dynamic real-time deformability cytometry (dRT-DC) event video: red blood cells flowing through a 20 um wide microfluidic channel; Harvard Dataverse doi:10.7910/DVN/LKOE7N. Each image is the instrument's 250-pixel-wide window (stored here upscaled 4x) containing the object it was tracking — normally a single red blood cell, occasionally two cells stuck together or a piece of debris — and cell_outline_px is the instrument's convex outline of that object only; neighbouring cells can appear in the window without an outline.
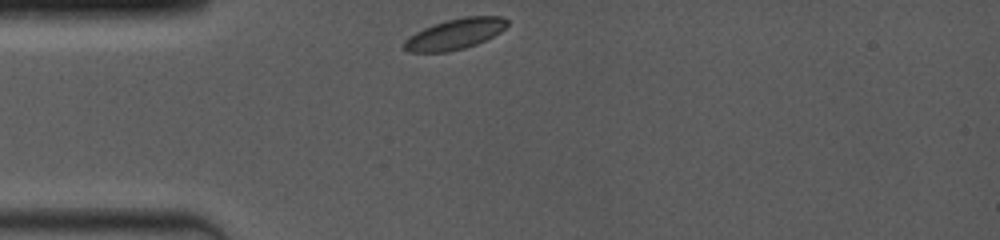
{"species": "common noctule bat (a hibernating species)", "species_latin": "Nyctalus noctula", "temperature_condition": "room temperature", "stored_images_in_passage": 38, "camera_frame_rate_fps": 4000, "um_per_image_px": 0.085, "animal": {"sex": "female", "body_mass_g": 19.0, "forearm_length_mm": 53.3}, "frame": {"image": 1, "passage_image": 1, "time_ms": 0.0, "image_size_px": [1000, 240], "cell_outline_px": [[508, 24], [500, 32], [476, 44], [464, 48], [448, 52], [408, 52], [404, 48], [404, 40], [408, 36], [424, 28], [448, 20], [464, 16], [504, 16], [508, 20]], "centroid_in_image_um": [38.67, 2.89], "position_along_channel_um": 46.3, "area_um2": 18.26}}
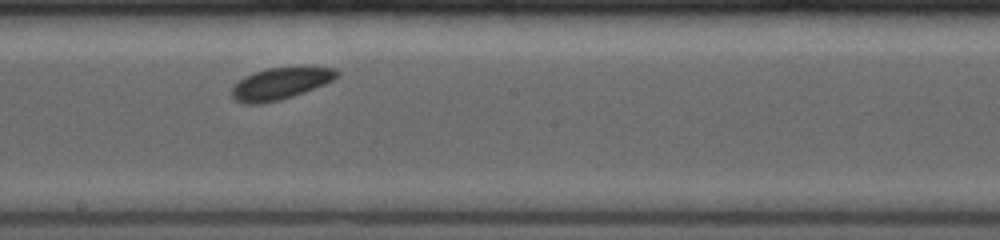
{"frame": {"image": 2, "passage_image": 22, "time_ms": 5.0, "image_size_px": [1000, 240], "cell_outline_px": [[340, 72], [332, 80], [324, 84], [304, 92], [280, 100], [260, 104], [244, 104], [236, 100], [232, 96], [232, 88], [244, 76], [268, 68], [300, 64], [336, 68]], "centroid_in_image_um": [23.89, 7.05], "position_along_channel_um": 224.3, "area_um2": 19.94}}
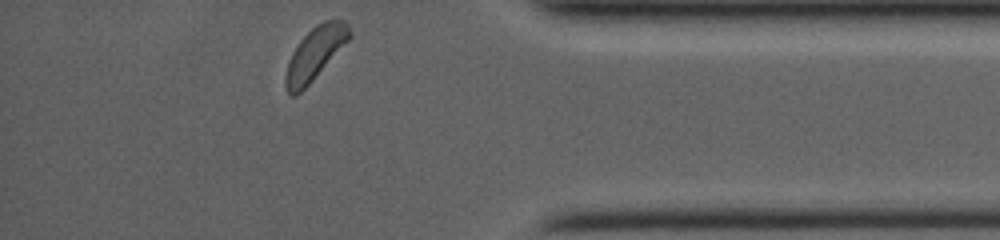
{"frame": {"image": 3, "passage_image": 38, "time_ms": 10.0, "image_size_px": [1000, 240], "cell_outline_px": [[352, 36], [312, 80], [296, 96], [292, 96], [288, 92], [284, 84], [284, 76], [288, 60], [292, 52], [300, 40], [316, 24], [324, 20], [344, 20], [348, 24], [352, 32]], "centroid_in_image_um": [26.76, 4.53], "position_along_channel_um": 408.4, "area_um2": 19.42}, "authors_computed_cell_mechanics": {"area_um2": 19.0162, "velocity_mm_per_s": 3.8963, "shape_relaxation_time_tau1_ms": null, "shape_relaxation_time_tau2_ms": 6.0818, "deformation_change_tau1": null, "deformation_change_tau2": 0.0988}}